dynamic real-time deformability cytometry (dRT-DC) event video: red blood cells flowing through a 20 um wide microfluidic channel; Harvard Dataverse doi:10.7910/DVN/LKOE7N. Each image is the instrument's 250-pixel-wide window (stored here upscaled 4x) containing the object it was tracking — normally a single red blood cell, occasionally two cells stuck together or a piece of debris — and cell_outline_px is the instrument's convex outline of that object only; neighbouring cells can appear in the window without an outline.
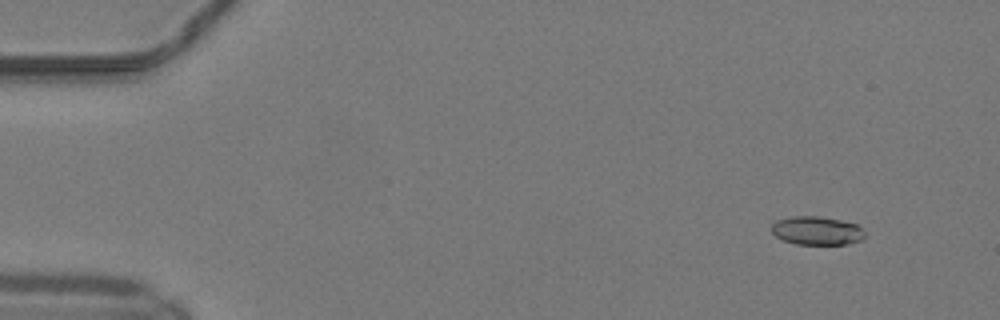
{"species": "common noctule bat (a hibernating species)", "species_latin": "Nyctalus noctula", "temperature_condition": "warm", "stored_images_in_passage": 15, "camera_frame_rate_fps": 3000, "um_per_image_px": 0.085, "animal": {"sex": "male", "body_mass_g": 19.2, "forearm_length_mm": 51.8}, "frame": {"image": 1, "passage_image": 5, "time_ms": 1.333, "image_size_px": [1000, 320], "cell_outline_px": [[864, 236], [860, 240], [848, 244], [796, 244], [784, 240], [776, 236], [772, 232], [772, 224], [776, 220], [792, 216], [816, 216], [840, 220], [856, 224], [864, 232]], "centroid_in_image_um": [69.4, 19.6], "position_along_channel_um": 15.6, "area_um2": 15.32}}